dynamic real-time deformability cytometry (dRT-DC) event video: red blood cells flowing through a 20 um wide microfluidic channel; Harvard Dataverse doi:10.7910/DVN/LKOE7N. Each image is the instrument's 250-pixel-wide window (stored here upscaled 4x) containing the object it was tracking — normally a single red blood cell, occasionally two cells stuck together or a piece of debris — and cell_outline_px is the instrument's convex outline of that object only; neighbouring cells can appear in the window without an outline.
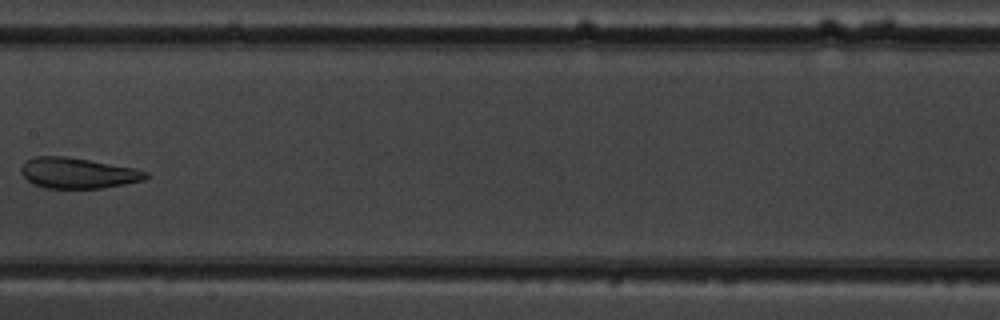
{"species": "common noctule bat (a hibernating species)", "species_latin": "Nyctalus noctula", "temperature_condition": "warm", "stored_images_in_passage": 7, "camera_frame_rate_fps": 3000, "um_per_image_px": 0.085, "animal": {"sex": "male", "body_mass_g": 19.5, "forearm_length_mm": 54.6}, "frame": {"image": 1, "passage_image": 6, "time_ms": 6.0, "image_size_px": [1000, 320], "cell_outline_px": [[148, 176], [144, 180], [124, 184], [100, 188], [44, 188], [28, 180], [20, 172], [20, 168], [28, 160], [36, 156], [68, 156], [136, 168], [148, 172]], "centroid_in_image_um": [6.64, 14.7], "position_along_channel_um": 200.8, "area_um2": 22.2}}
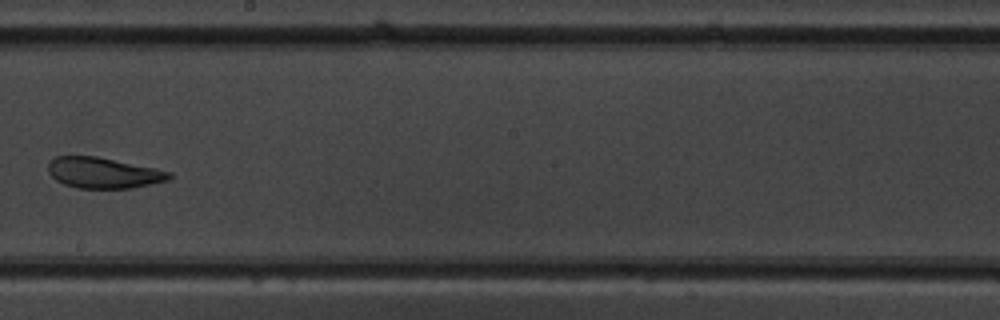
{"frame": {"image": 2, "passage_image": 7, "time_ms": 7.0, "image_size_px": [1000, 320], "cell_outline_px": [[172, 176], [168, 180], [128, 188], [76, 188], [64, 184], [56, 180], [48, 172], [48, 164], [56, 156], [96, 156], [156, 168], [172, 172]], "centroid_in_image_um": [8.78, 14.68], "position_along_channel_um": 239.4, "area_um2": 21.56}}